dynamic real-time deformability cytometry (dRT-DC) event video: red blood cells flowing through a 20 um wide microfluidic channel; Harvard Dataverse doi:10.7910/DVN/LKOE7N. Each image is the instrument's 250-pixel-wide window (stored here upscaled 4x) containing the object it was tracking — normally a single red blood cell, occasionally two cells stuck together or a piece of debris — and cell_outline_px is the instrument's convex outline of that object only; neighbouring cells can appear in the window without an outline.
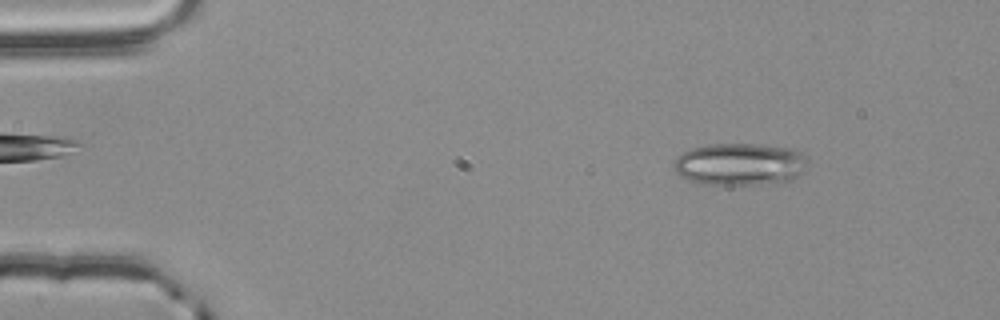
{"species": "common noctule bat (a hibernating species)", "species_latin": "Nyctalus noctula", "temperature_condition": "room temperature", "stored_images_in_passage": 53, "camera_frame_rate_fps": 3000, "um_per_image_px": 0.085, "animal": {"sex": "male", "body_mass_g": 20.4}, "frame": {"image": 1, "passage_image": 6, "time_ms": 1.667, "image_size_px": [1000, 320], "cell_outline_px": [[800, 172], [796, 176], [788, 180], [760, 184], [708, 184], [692, 180], [680, 176], [676, 172], [672, 164], [684, 152], [692, 148], [708, 144], [756, 144], [792, 148], [800, 152]], "centroid_in_image_um": [62.77, 13.94], "position_along_channel_um": 22.2, "area_um2": 31.79}}
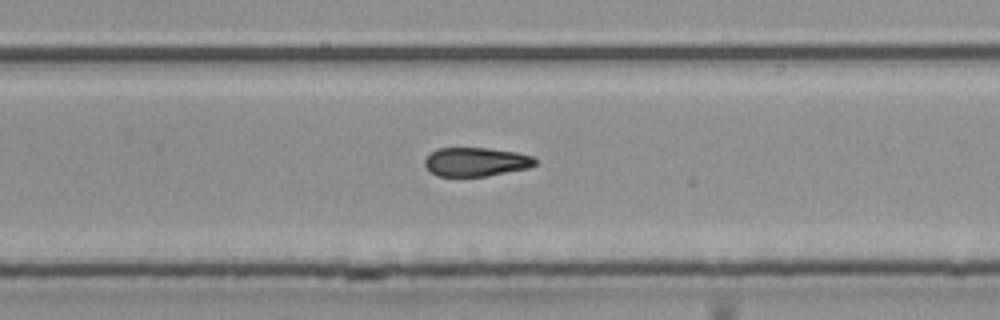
{"frame": {"image": 2, "passage_image": 34, "time_ms": 11.0, "image_size_px": [1000, 320], "cell_outline_px": [[536, 164], [528, 168], [488, 176], [436, 176], [424, 164], [424, 160], [436, 148], [488, 148], [516, 152], [532, 156], [536, 160]], "centroid_in_image_um": [40.46, 13.76], "position_along_channel_um": 289.3, "area_um2": 18.5}}
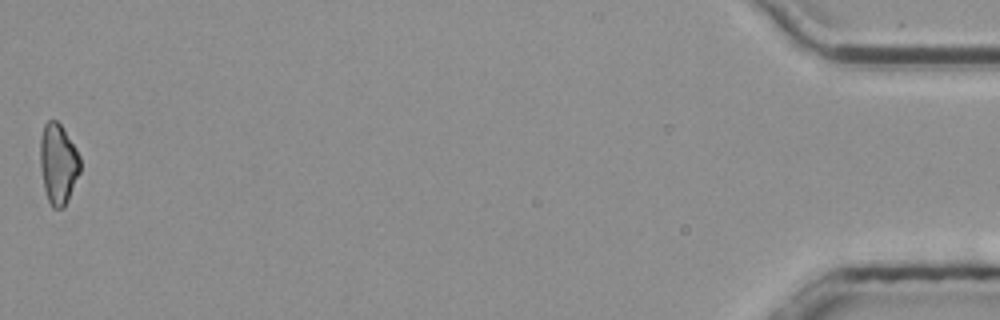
{"frame": {"image": 3, "passage_image": 53, "time_ms": 17.333, "image_size_px": [1000, 320], "cell_outline_px": [[80, 172], [68, 200], [64, 208], [52, 208], [48, 200], [44, 188], [40, 168], [40, 140], [44, 124], [48, 120], [56, 120], [60, 124], [76, 148], [80, 156]], "centroid_in_image_um": [4.94, 13.93], "position_along_channel_um": 430.3, "area_um2": 18.79}, "authors_computed_cell_mechanics": {"area_um2": 19.9988, "velocity_mm_per_s": 3.8435, "shape_relaxation_time_tau1_ms": 3.8148, "shape_relaxation_time_tau2_ms": 5.3367, "deformation_change_tau1": 0.1211, "deformation_change_tau2": 0.1342}}